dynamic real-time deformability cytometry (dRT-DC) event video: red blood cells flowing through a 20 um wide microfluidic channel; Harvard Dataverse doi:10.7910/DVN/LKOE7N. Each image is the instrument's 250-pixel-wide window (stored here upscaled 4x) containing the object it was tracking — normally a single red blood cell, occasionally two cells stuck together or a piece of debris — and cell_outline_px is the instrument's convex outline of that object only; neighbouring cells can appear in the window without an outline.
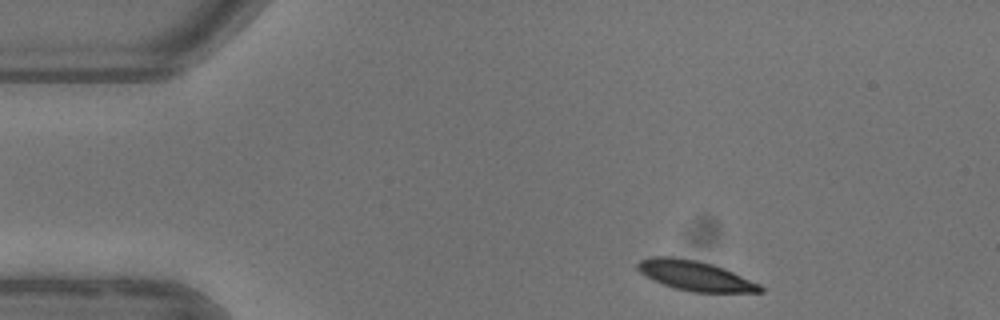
{"species": "common noctule bat (a hibernating species)", "species_latin": "Nyctalus noctula", "temperature_condition": "warm", "stored_images_in_passage": 3, "camera_frame_rate_fps": 3000, "um_per_image_px": 0.085, "animal": {"sex": "female"}, "frame": {"image": 1, "passage_image": 1, "time_ms": 0.0, "image_size_px": [1000, 320], "cell_outline_px": [[764, 292], [692, 292], [676, 288], [652, 280], [644, 276], [636, 268], [636, 264], [640, 260], [652, 256], [676, 256], [696, 260], [712, 264], [724, 268], [760, 284], [764, 288]], "centroid_in_image_um": [59.06, 23.42], "position_along_channel_um": 25.9, "area_um2": 21.44}}